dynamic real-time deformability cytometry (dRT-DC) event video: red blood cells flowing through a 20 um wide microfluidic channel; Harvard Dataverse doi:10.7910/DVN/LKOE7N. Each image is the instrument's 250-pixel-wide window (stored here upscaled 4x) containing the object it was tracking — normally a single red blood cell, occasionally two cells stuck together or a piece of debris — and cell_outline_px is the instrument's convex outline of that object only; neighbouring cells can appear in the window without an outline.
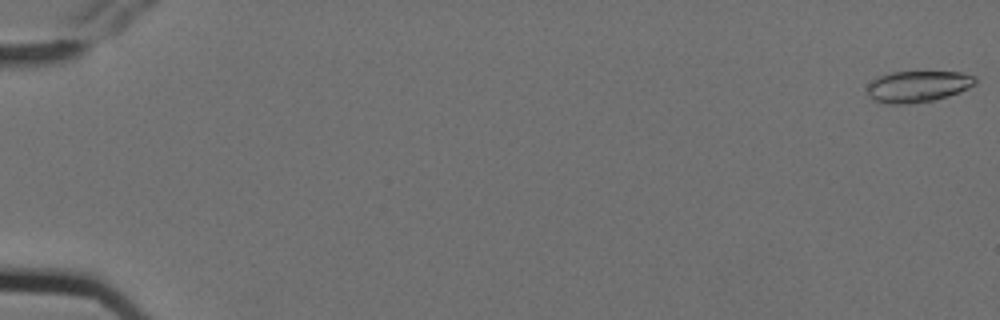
{"species": "Egyptian fruit bat (a non-hibernating species)", "species_latin": "Rousettus aegyptiacus", "temperature_condition": "cold", "stored_images_in_passage": 6, "camera_frame_rate_fps": 3000, "um_per_image_px": 0.085, "animal": {"sex": "female"}, "frame": {"image": 1, "passage_image": 1, "time_ms": 0.0, "image_size_px": [1000, 320], "cell_outline_px": [[976, 84], [960, 92], [948, 96], [932, 100], [908, 104], [888, 104], [872, 100], [868, 96], [868, 84], [872, 80], [880, 76], [892, 72], [960, 72], [976, 76]], "centroid_in_image_um": [78.02, 7.35], "position_along_channel_um": 7.0, "area_um2": 19.77}}
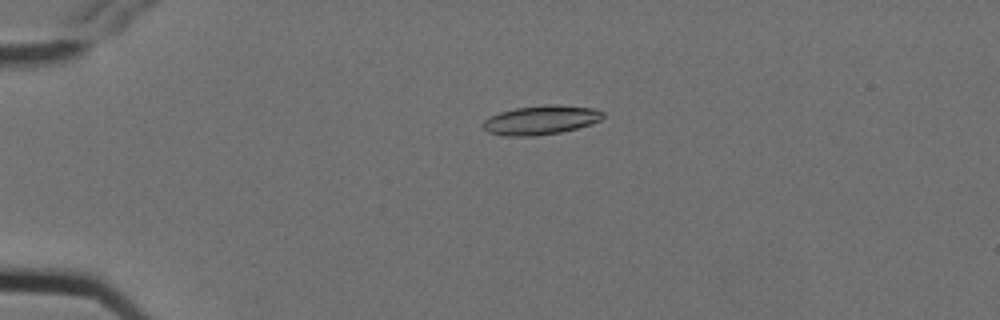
{"frame": {"image": 2, "passage_image": 5, "time_ms": 1.333, "image_size_px": [1000, 320], "cell_outline_px": [[604, 116], [600, 120], [576, 128], [560, 132], [536, 136], [504, 136], [488, 132], [480, 124], [484, 120], [500, 112], [516, 108], [548, 104], [592, 108], [604, 112]], "centroid_in_image_um": [45.93, 10.21], "position_along_channel_um": 39.1, "area_um2": 20.11}}